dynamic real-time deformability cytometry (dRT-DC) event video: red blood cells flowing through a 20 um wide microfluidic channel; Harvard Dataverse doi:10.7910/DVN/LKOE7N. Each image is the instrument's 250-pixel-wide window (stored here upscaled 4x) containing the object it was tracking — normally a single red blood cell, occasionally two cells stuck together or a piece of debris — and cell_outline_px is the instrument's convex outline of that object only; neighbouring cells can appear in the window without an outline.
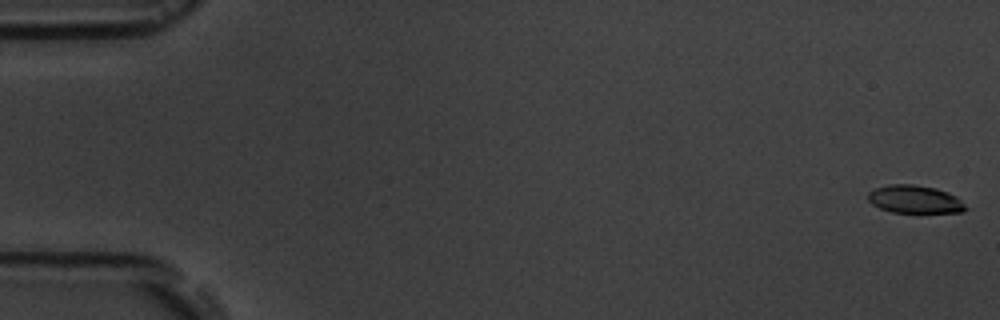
{"species": "common noctule bat (a hibernating species)", "species_latin": "Nyctalus noctula", "temperature_condition": "room temperature", "stored_images_in_passage": 8, "camera_frame_rate_fps": 3000, "um_per_image_px": 0.085, "animal": {"sex": "male", "body_mass_g": 19.5, "forearm_length_mm": 54.6}, "frame": {"image": 1, "passage_image": 1, "time_ms": 0.0, "image_size_px": [1000, 320], "cell_outline_px": [[968, 208], [964, 212], [892, 212], [880, 208], [872, 204], [868, 200], [868, 192], [876, 188], [888, 184], [912, 184], [936, 188], [948, 192], [956, 196]], "centroid_in_image_um": [77.75, 16.93], "position_along_channel_um": 7.2, "area_um2": 15.84}}
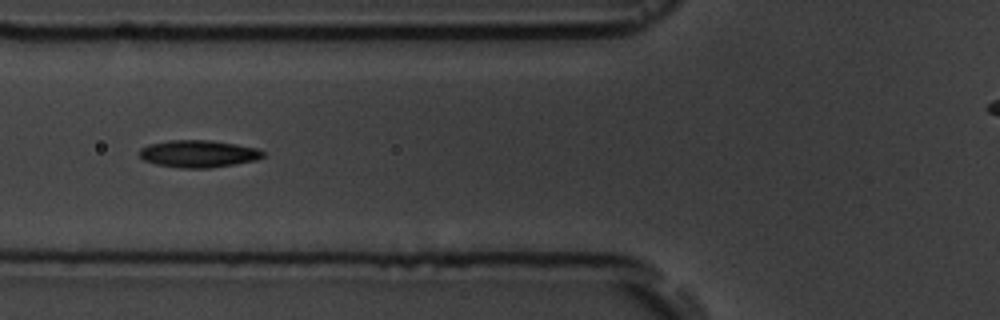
{"frame": {"image": 2, "passage_image": 7, "time_ms": 7.0, "image_size_px": [1000, 320], "cell_outline_px": [[264, 156], [256, 160], [208, 168], [180, 168], [156, 164], [144, 160], [140, 156], [140, 148], [148, 144], [168, 140], [208, 140], [236, 144], [256, 148], [264, 152]], "centroid_in_image_um": [16.83, 13.06], "position_along_channel_um": 109.0, "area_um2": 19.48}}
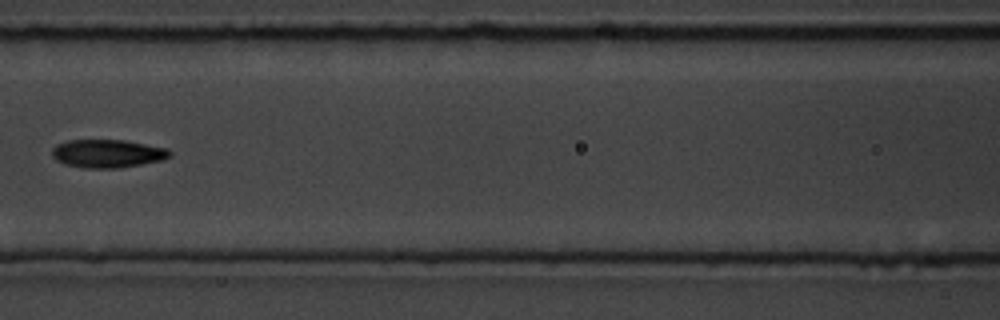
{"frame": {"image": 3, "passage_image": 8, "time_ms": 8.333, "image_size_px": [1000, 320], "cell_outline_px": [[172, 156], [160, 160], [120, 168], [84, 168], [64, 164], [56, 160], [52, 156], [52, 148], [56, 144], [68, 140], [124, 140], [168, 148], [172, 152]], "centroid_in_image_um": [9.12, 13.05], "position_along_channel_um": 157.5, "area_um2": 19.42}}